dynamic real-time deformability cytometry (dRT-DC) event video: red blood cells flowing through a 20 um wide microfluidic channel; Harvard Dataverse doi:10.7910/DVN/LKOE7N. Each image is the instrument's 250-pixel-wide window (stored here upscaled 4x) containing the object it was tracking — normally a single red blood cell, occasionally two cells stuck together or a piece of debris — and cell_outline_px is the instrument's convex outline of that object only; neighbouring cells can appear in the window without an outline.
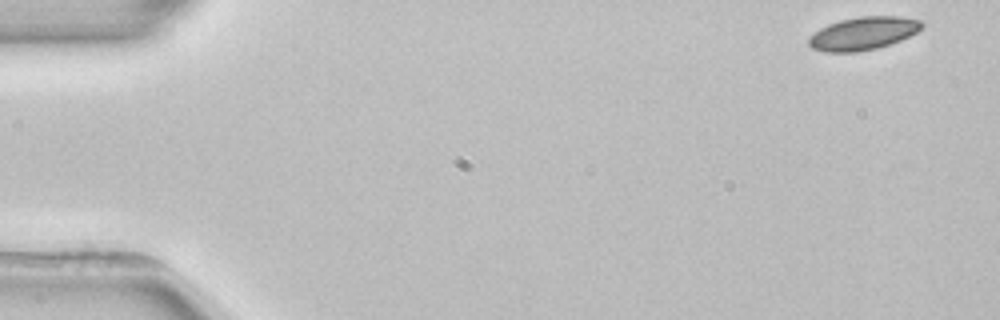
{"species": "common noctule bat (a hibernating species)", "species_latin": "Nyctalus noctula", "temperature_condition": "room temperature", "stored_images_in_passage": 4, "camera_frame_rate_fps": 3000, "um_per_image_px": 0.085, "animal": {"sex": "female", "body_mass_g": 22.7, "forearm_length_mm": 54.2}, "frame": {"image": 1, "passage_image": 1, "time_ms": 0.0, "image_size_px": [1000, 320], "cell_outline_px": [[924, 24], [916, 32], [900, 40], [876, 48], [856, 52], [824, 52], [812, 48], [808, 44], [808, 40], [820, 28], [828, 24], [840, 20], [860, 16], [900, 16], [920, 20]], "centroid_in_image_um": [73.36, 2.83], "position_along_channel_um": 11.6, "area_um2": 21.5}}
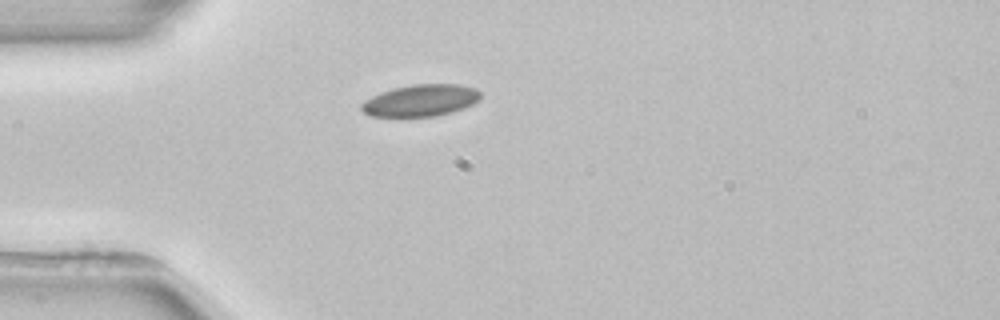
{"frame": {"image": 2, "passage_image": 4, "time_ms": 4.0, "image_size_px": [1000, 320], "cell_outline_px": [[480, 100], [472, 104], [452, 112], [436, 116], [368, 116], [360, 108], [360, 104], [364, 100], [380, 92], [392, 88], [412, 84], [460, 84], [476, 88], [480, 92]], "centroid_in_image_um": [35.74, 8.53], "position_along_channel_um": 49.3, "area_um2": 22.2}}